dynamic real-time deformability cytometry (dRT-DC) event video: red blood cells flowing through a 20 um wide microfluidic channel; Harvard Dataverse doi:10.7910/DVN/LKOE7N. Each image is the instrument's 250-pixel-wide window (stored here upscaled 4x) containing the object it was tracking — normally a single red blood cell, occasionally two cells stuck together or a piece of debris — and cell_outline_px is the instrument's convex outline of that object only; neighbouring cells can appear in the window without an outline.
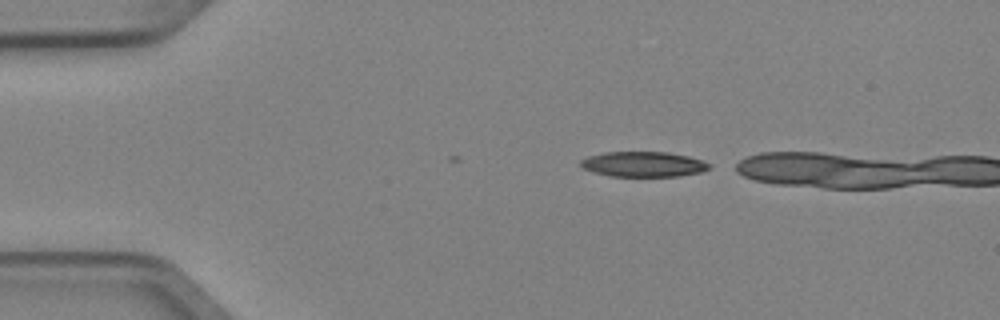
{"species": "Egyptian fruit bat (a non-hibernating species)", "species_latin": "Rousettus aegyptiacus", "temperature_condition": "cold", "stored_images_in_passage": 2, "camera_frame_rate_fps": 3000, "um_per_image_px": 0.085, "animal": {"sex": "female"}, "frame": {"image": 1, "passage_image": 1, "time_ms": 0.0, "image_size_px": [1000, 320], "cell_outline_px": [[708, 168], [700, 172], [680, 176], [608, 176], [592, 172], [584, 168], [580, 164], [580, 160], [588, 156], [604, 152], [668, 152], [688, 156], [700, 160], [708, 164]], "centroid_in_image_um": [54.62, 13.96], "position_along_channel_um": 30.4, "area_um2": 18.73}}